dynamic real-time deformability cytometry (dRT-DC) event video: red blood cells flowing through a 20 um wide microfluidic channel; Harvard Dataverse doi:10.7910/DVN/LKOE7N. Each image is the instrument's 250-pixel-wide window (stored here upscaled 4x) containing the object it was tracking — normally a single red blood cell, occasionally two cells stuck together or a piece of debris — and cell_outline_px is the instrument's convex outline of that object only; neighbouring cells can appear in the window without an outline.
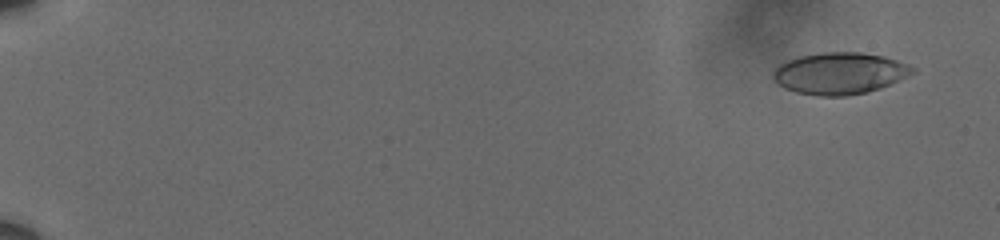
{"species": "human", "species_latin": "Homo sapiens", "temperature_condition": "cold", "stored_images_in_passage": 60, "camera_frame_rate_fps": 3000, "um_per_image_px": 0.085, "donor": {"sex": "male"}, "frame": {"image": 1, "passage_image": 4, "time_ms": 1.0, "image_size_px": [1000, 240], "cell_outline_px": [[916, 72], [908, 76], [880, 88], [848, 96], [820, 96], [796, 92], [784, 88], [776, 84], [772, 76], [772, 72], [780, 64], [788, 60], [800, 56], [824, 52], [860, 52], [884, 56], [908, 64], [916, 68]], "centroid_in_image_um": [71.36, 6.23], "position_along_channel_um": 13.6, "area_um2": 33.93}}
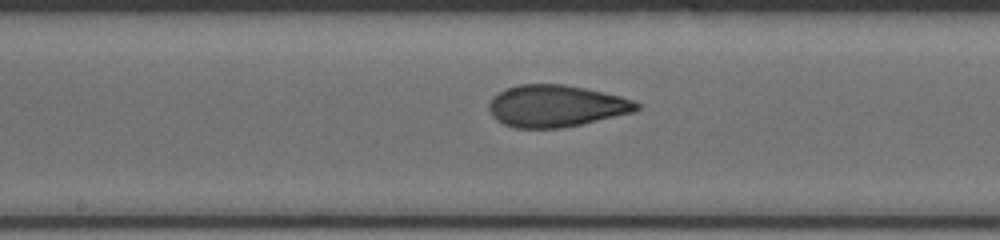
{"frame": {"image": 2, "passage_image": 35, "time_ms": 11.333, "image_size_px": [1000, 240], "cell_outline_px": [[640, 108], [632, 112], [584, 124], [564, 128], [516, 128], [504, 124], [496, 120], [492, 116], [488, 108], [488, 104], [492, 96], [508, 88], [520, 84], [564, 84], [584, 88], [620, 96], [632, 100], [640, 104]], "centroid_in_image_um": [47.24, 9.02], "position_along_channel_um": 201.0, "area_um2": 36.07}}
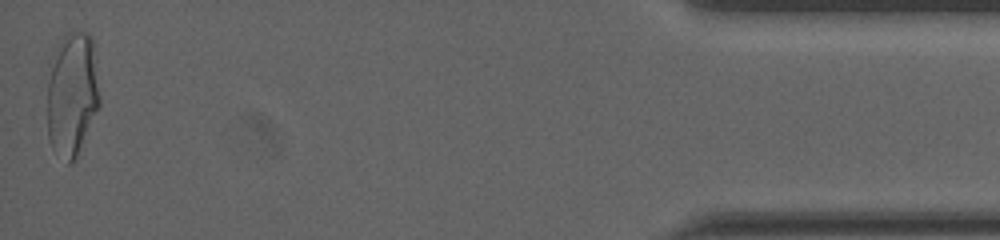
{"frame": {"image": 3, "passage_image": 60, "time_ms": 19.667, "image_size_px": [1000, 240], "cell_outline_px": [[100, 104], [76, 156], [72, 164], [68, 164], [52, 148], [48, 136], [48, 80], [60, 40], [68, 32], [88, 32], [92, 36], [100, 100]], "centroid_in_image_um": [6.14, 8.01], "position_along_channel_um": 429.1, "area_um2": 37.22}, "authors_computed_cell_mechanics": {"area_um2": 35.0846, "velocity_mm_per_s": 3.6093, "shape_relaxation_time_tau1_ms": 6.989, "shape_relaxation_time_tau2_ms": 1.4384, "deformation_change_tau1": 0.1686, "deformation_change_tau2": 0.078}}